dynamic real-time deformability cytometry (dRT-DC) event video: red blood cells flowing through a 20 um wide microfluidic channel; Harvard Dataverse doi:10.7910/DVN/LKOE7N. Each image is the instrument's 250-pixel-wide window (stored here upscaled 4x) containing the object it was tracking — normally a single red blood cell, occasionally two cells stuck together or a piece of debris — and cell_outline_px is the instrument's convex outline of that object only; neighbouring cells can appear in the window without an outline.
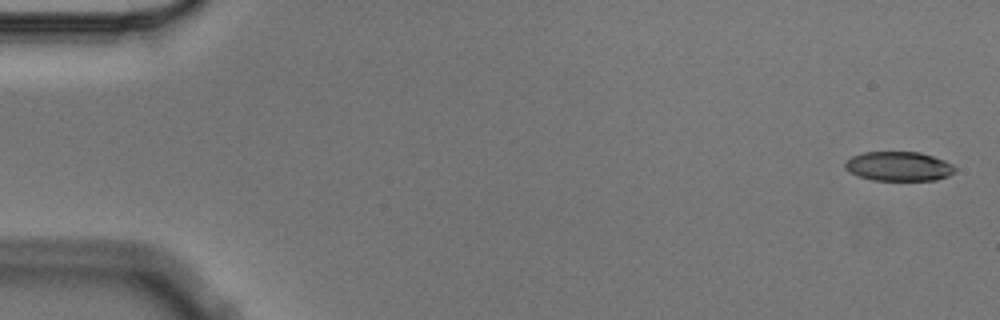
{"species": "Egyptian fruit bat (a non-hibernating species)", "species_latin": "Rousettus aegyptiacus", "temperature_condition": "cold", "stored_images_in_passage": 5, "camera_frame_rate_fps": 3000, "um_per_image_px": 0.085, "animal": {"sex": "male"}, "frame": {"image": 1, "passage_image": 1, "time_ms": 0.0, "image_size_px": [1000, 320], "cell_outline_px": [[956, 168], [948, 176], [936, 180], [872, 180], [860, 176], [844, 168], [844, 164], [852, 156], [864, 152], [920, 152], [944, 160], [952, 164]], "centroid_in_image_um": [76.4, 14.13], "position_along_channel_um": 8.6, "area_um2": 18.61}}
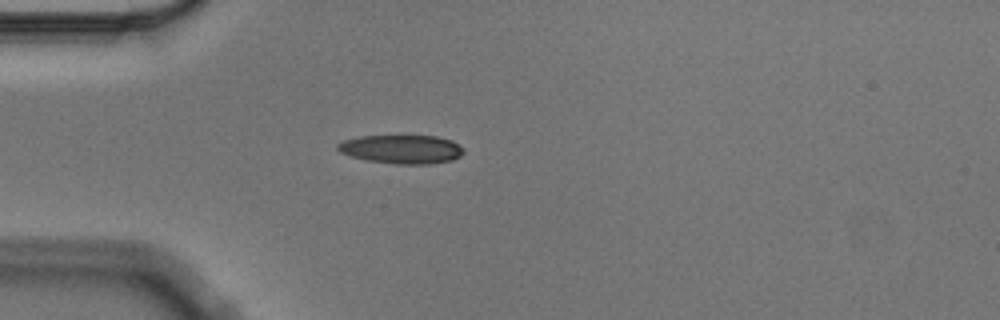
{"frame": {"image": 2, "passage_image": 5, "time_ms": 1.333, "image_size_px": [1000, 320], "cell_outline_px": [[464, 152], [460, 156], [452, 160], [428, 164], [396, 164], [368, 160], [352, 156], [340, 152], [336, 148], [336, 144], [344, 140], [360, 136], [436, 136], [452, 140], [464, 148]], "centroid_in_image_um": [34.15, 12.68], "position_along_channel_um": 50.8, "area_um2": 21.04}}